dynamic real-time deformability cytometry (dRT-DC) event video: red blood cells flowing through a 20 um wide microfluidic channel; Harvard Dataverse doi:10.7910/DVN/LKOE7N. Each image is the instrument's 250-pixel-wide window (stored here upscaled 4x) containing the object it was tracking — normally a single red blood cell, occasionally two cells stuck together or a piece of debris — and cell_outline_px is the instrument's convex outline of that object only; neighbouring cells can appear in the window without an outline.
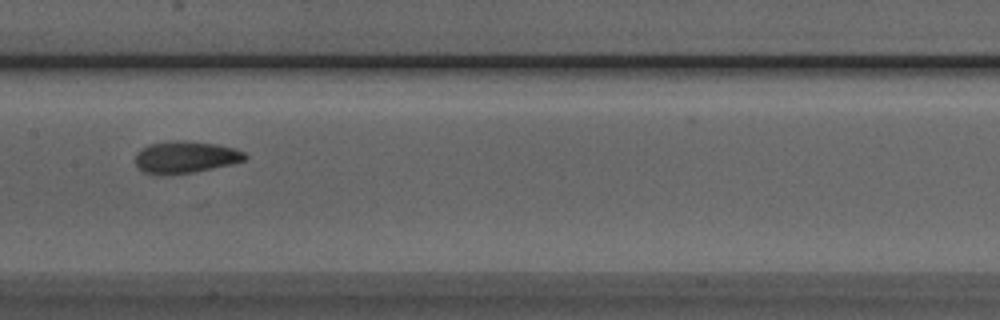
{"species": "Egyptian fruit bat (a non-hibernating species)", "species_latin": "Rousettus aegyptiacus", "temperature_condition": "room temperature", "stored_images_in_passage": 8, "camera_frame_rate_fps": 3000, "um_per_image_px": 0.085, "animal": {"sex": "male"}, "frame": {"image": 1, "passage_image": 7, "time_ms": 2.0, "image_size_px": [1000, 320], "cell_outline_px": [[248, 156], [244, 160], [232, 164], [192, 172], [156, 176], [144, 172], [136, 164], [136, 152], [148, 144], [176, 140], [184, 140], [216, 144], [236, 148], [244, 152]], "centroid_in_image_um": [15.75, 13.35], "position_along_channel_um": 191.6, "area_um2": 20.52}}
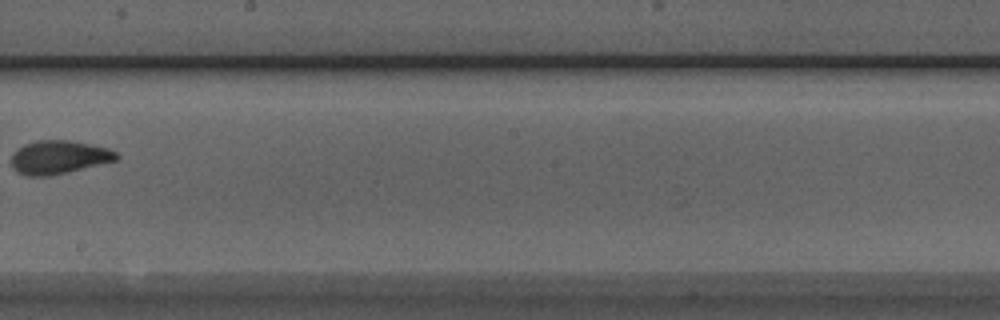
{"frame": {"image": 2, "passage_image": 8, "time_ms": 2.333, "image_size_px": [1000, 320], "cell_outline_px": [[120, 156], [116, 160], [48, 176], [28, 176], [16, 172], [12, 168], [12, 156], [24, 144], [36, 140], [68, 140], [108, 148], [116, 152]], "centroid_in_image_um": [4.98, 13.36], "position_along_channel_um": 243.2, "area_um2": 20.11}}